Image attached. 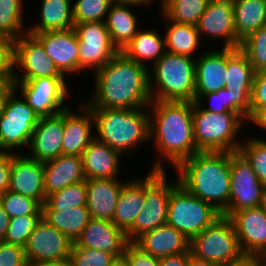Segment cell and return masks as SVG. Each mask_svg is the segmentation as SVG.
Here are the masks:
<instances>
[{"label":"cell","mask_w":266,"mask_h":266,"mask_svg":"<svg viewBox=\"0 0 266 266\" xmlns=\"http://www.w3.org/2000/svg\"><path fill=\"white\" fill-rule=\"evenodd\" d=\"M90 108L136 109L152 102L149 68L127 58L121 51L94 74Z\"/></svg>","instance_id":"6da1fadb"},{"label":"cell","mask_w":266,"mask_h":266,"mask_svg":"<svg viewBox=\"0 0 266 266\" xmlns=\"http://www.w3.org/2000/svg\"><path fill=\"white\" fill-rule=\"evenodd\" d=\"M149 137L160 153L176 168L182 161L200 152L194 142L192 101H152Z\"/></svg>","instance_id":"7a4b0ae2"},{"label":"cell","mask_w":266,"mask_h":266,"mask_svg":"<svg viewBox=\"0 0 266 266\" xmlns=\"http://www.w3.org/2000/svg\"><path fill=\"white\" fill-rule=\"evenodd\" d=\"M178 181L188 192L223 212L230 198V152H198L182 161Z\"/></svg>","instance_id":"3957f363"},{"label":"cell","mask_w":266,"mask_h":266,"mask_svg":"<svg viewBox=\"0 0 266 266\" xmlns=\"http://www.w3.org/2000/svg\"><path fill=\"white\" fill-rule=\"evenodd\" d=\"M144 108H91L98 133L95 138L121 154L149 141L150 116Z\"/></svg>","instance_id":"277c9868"},{"label":"cell","mask_w":266,"mask_h":266,"mask_svg":"<svg viewBox=\"0 0 266 266\" xmlns=\"http://www.w3.org/2000/svg\"><path fill=\"white\" fill-rule=\"evenodd\" d=\"M193 59L165 52L152 65L153 71H149L155 78L149 75L152 101H195L196 62Z\"/></svg>","instance_id":"5b68a950"},{"label":"cell","mask_w":266,"mask_h":266,"mask_svg":"<svg viewBox=\"0 0 266 266\" xmlns=\"http://www.w3.org/2000/svg\"><path fill=\"white\" fill-rule=\"evenodd\" d=\"M192 119L194 142L200 152H238L241 142L236 136L245 121L238 113L208 112L194 101Z\"/></svg>","instance_id":"8992f818"},{"label":"cell","mask_w":266,"mask_h":266,"mask_svg":"<svg viewBox=\"0 0 266 266\" xmlns=\"http://www.w3.org/2000/svg\"><path fill=\"white\" fill-rule=\"evenodd\" d=\"M161 162L157 160L145 177L144 208L136 217L133 227L126 233L129 242H134L143 233L152 231L167 222L170 194L179 181L168 182Z\"/></svg>","instance_id":"52a82bcc"},{"label":"cell","mask_w":266,"mask_h":266,"mask_svg":"<svg viewBox=\"0 0 266 266\" xmlns=\"http://www.w3.org/2000/svg\"><path fill=\"white\" fill-rule=\"evenodd\" d=\"M221 216V212L213 205L194 196L179 183L172 189L166 223L189 241Z\"/></svg>","instance_id":"ba28073f"},{"label":"cell","mask_w":266,"mask_h":266,"mask_svg":"<svg viewBox=\"0 0 266 266\" xmlns=\"http://www.w3.org/2000/svg\"><path fill=\"white\" fill-rule=\"evenodd\" d=\"M189 250L196 258L220 266L242 254L233 222L223 215L190 240Z\"/></svg>","instance_id":"9c48e42d"},{"label":"cell","mask_w":266,"mask_h":266,"mask_svg":"<svg viewBox=\"0 0 266 266\" xmlns=\"http://www.w3.org/2000/svg\"><path fill=\"white\" fill-rule=\"evenodd\" d=\"M14 88L8 93L0 115V152L10 153L15 148L28 146L38 115L26 101L18 99Z\"/></svg>","instance_id":"30bf717a"},{"label":"cell","mask_w":266,"mask_h":266,"mask_svg":"<svg viewBox=\"0 0 266 266\" xmlns=\"http://www.w3.org/2000/svg\"><path fill=\"white\" fill-rule=\"evenodd\" d=\"M230 179V198L221 213L223 216L230 217L240 210L264 206L266 187L239 152L230 153Z\"/></svg>","instance_id":"8fae6325"},{"label":"cell","mask_w":266,"mask_h":266,"mask_svg":"<svg viewBox=\"0 0 266 266\" xmlns=\"http://www.w3.org/2000/svg\"><path fill=\"white\" fill-rule=\"evenodd\" d=\"M226 84L229 112L238 113L250 121V103L256 71L239 48H226Z\"/></svg>","instance_id":"7c38bea8"},{"label":"cell","mask_w":266,"mask_h":266,"mask_svg":"<svg viewBox=\"0 0 266 266\" xmlns=\"http://www.w3.org/2000/svg\"><path fill=\"white\" fill-rule=\"evenodd\" d=\"M65 77H42L28 81H13V88H20L21 96L38 117L51 116L67 109L68 97Z\"/></svg>","instance_id":"4fadbf2b"},{"label":"cell","mask_w":266,"mask_h":266,"mask_svg":"<svg viewBox=\"0 0 266 266\" xmlns=\"http://www.w3.org/2000/svg\"><path fill=\"white\" fill-rule=\"evenodd\" d=\"M74 30L79 43V71L93 68L95 73L120 52L105 22L77 23Z\"/></svg>","instance_id":"5bb4252c"},{"label":"cell","mask_w":266,"mask_h":266,"mask_svg":"<svg viewBox=\"0 0 266 266\" xmlns=\"http://www.w3.org/2000/svg\"><path fill=\"white\" fill-rule=\"evenodd\" d=\"M24 74L20 77L13 68V81H28L42 77H65L47 56L42 44L31 34L25 33L13 41V67Z\"/></svg>","instance_id":"9a60e30c"},{"label":"cell","mask_w":266,"mask_h":266,"mask_svg":"<svg viewBox=\"0 0 266 266\" xmlns=\"http://www.w3.org/2000/svg\"><path fill=\"white\" fill-rule=\"evenodd\" d=\"M72 242L42 218L24 246L28 264L70 258Z\"/></svg>","instance_id":"2e32d148"},{"label":"cell","mask_w":266,"mask_h":266,"mask_svg":"<svg viewBox=\"0 0 266 266\" xmlns=\"http://www.w3.org/2000/svg\"><path fill=\"white\" fill-rule=\"evenodd\" d=\"M200 37L224 39V48H239L241 41L236 37L233 2L210 0L198 25Z\"/></svg>","instance_id":"e0dca14e"},{"label":"cell","mask_w":266,"mask_h":266,"mask_svg":"<svg viewBox=\"0 0 266 266\" xmlns=\"http://www.w3.org/2000/svg\"><path fill=\"white\" fill-rule=\"evenodd\" d=\"M64 136V110L60 113L39 117L29 144L28 157L42 163L62 155Z\"/></svg>","instance_id":"ac0fdd59"},{"label":"cell","mask_w":266,"mask_h":266,"mask_svg":"<svg viewBox=\"0 0 266 266\" xmlns=\"http://www.w3.org/2000/svg\"><path fill=\"white\" fill-rule=\"evenodd\" d=\"M11 152L9 191L37 200L46 201L43 163L28 156Z\"/></svg>","instance_id":"d6986e66"},{"label":"cell","mask_w":266,"mask_h":266,"mask_svg":"<svg viewBox=\"0 0 266 266\" xmlns=\"http://www.w3.org/2000/svg\"><path fill=\"white\" fill-rule=\"evenodd\" d=\"M234 225L242 253H266V209L264 206L234 212L229 217Z\"/></svg>","instance_id":"ffe728a7"},{"label":"cell","mask_w":266,"mask_h":266,"mask_svg":"<svg viewBox=\"0 0 266 266\" xmlns=\"http://www.w3.org/2000/svg\"><path fill=\"white\" fill-rule=\"evenodd\" d=\"M31 35L42 44L47 56L64 76L66 73L79 72V43L74 28Z\"/></svg>","instance_id":"44dd1931"},{"label":"cell","mask_w":266,"mask_h":266,"mask_svg":"<svg viewBox=\"0 0 266 266\" xmlns=\"http://www.w3.org/2000/svg\"><path fill=\"white\" fill-rule=\"evenodd\" d=\"M128 243L126 233L112 221L91 218L72 247L101 250L118 258L123 256Z\"/></svg>","instance_id":"7402d4cb"},{"label":"cell","mask_w":266,"mask_h":266,"mask_svg":"<svg viewBox=\"0 0 266 266\" xmlns=\"http://www.w3.org/2000/svg\"><path fill=\"white\" fill-rule=\"evenodd\" d=\"M80 110V114H74L69 108L64 110L62 155L82 156L83 151L96 137L92 132L95 122L91 108L86 104L81 105Z\"/></svg>","instance_id":"603a6c76"},{"label":"cell","mask_w":266,"mask_h":266,"mask_svg":"<svg viewBox=\"0 0 266 266\" xmlns=\"http://www.w3.org/2000/svg\"><path fill=\"white\" fill-rule=\"evenodd\" d=\"M124 184L117 178L86 179V206L92 219L113 221L115 208Z\"/></svg>","instance_id":"cb8c5ba5"},{"label":"cell","mask_w":266,"mask_h":266,"mask_svg":"<svg viewBox=\"0 0 266 266\" xmlns=\"http://www.w3.org/2000/svg\"><path fill=\"white\" fill-rule=\"evenodd\" d=\"M195 101L210 92H217L226 84V48L208 51L196 58Z\"/></svg>","instance_id":"d4e9b609"},{"label":"cell","mask_w":266,"mask_h":266,"mask_svg":"<svg viewBox=\"0 0 266 266\" xmlns=\"http://www.w3.org/2000/svg\"><path fill=\"white\" fill-rule=\"evenodd\" d=\"M134 243L143 251L160 259L189 251L190 241L167 223L143 233Z\"/></svg>","instance_id":"484cf974"},{"label":"cell","mask_w":266,"mask_h":266,"mask_svg":"<svg viewBox=\"0 0 266 266\" xmlns=\"http://www.w3.org/2000/svg\"><path fill=\"white\" fill-rule=\"evenodd\" d=\"M121 155L119 151L94 138L81 156L85 179L118 178Z\"/></svg>","instance_id":"4316f807"},{"label":"cell","mask_w":266,"mask_h":266,"mask_svg":"<svg viewBox=\"0 0 266 266\" xmlns=\"http://www.w3.org/2000/svg\"><path fill=\"white\" fill-rule=\"evenodd\" d=\"M43 168L46 197L71 184L86 180L81 156L59 155L53 160L44 162Z\"/></svg>","instance_id":"83f0119b"},{"label":"cell","mask_w":266,"mask_h":266,"mask_svg":"<svg viewBox=\"0 0 266 266\" xmlns=\"http://www.w3.org/2000/svg\"><path fill=\"white\" fill-rule=\"evenodd\" d=\"M145 178L126 181L115 208L113 223L127 233L144 208Z\"/></svg>","instance_id":"f1b7e54d"},{"label":"cell","mask_w":266,"mask_h":266,"mask_svg":"<svg viewBox=\"0 0 266 266\" xmlns=\"http://www.w3.org/2000/svg\"><path fill=\"white\" fill-rule=\"evenodd\" d=\"M40 23L27 29V33L56 32L74 28L73 7L70 0H42Z\"/></svg>","instance_id":"f546056e"},{"label":"cell","mask_w":266,"mask_h":266,"mask_svg":"<svg viewBox=\"0 0 266 266\" xmlns=\"http://www.w3.org/2000/svg\"><path fill=\"white\" fill-rule=\"evenodd\" d=\"M130 6L133 7L132 5L112 3L104 21L113 44L119 51H122L139 31L137 19L129 9Z\"/></svg>","instance_id":"4dcf8cb0"},{"label":"cell","mask_w":266,"mask_h":266,"mask_svg":"<svg viewBox=\"0 0 266 266\" xmlns=\"http://www.w3.org/2000/svg\"><path fill=\"white\" fill-rule=\"evenodd\" d=\"M42 219L64 234L72 243L81 236L91 219L87 206L42 210Z\"/></svg>","instance_id":"1f68e13d"},{"label":"cell","mask_w":266,"mask_h":266,"mask_svg":"<svg viewBox=\"0 0 266 266\" xmlns=\"http://www.w3.org/2000/svg\"><path fill=\"white\" fill-rule=\"evenodd\" d=\"M233 10L236 37L241 42L266 25V0H237Z\"/></svg>","instance_id":"d6a6232c"},{"label":"cell","mask_w":266,"mask_h":266,"mask_svg":"<svg viewBox=\"0 0 266 266\" xmlns=\"http://www.w3.org/2000/svg\"><path fill=\"white\" fill-rule=\"evenodd\" d=\"M127 58L146 65L144 61L157 62L166 52L165 37L154 30H139L121 51Z\"/></svg>","instance_id":"836d02e7"},{"label":"cell","mask_w":266,"mask_h":266,"mask_svg":"<svg viewBox=\"0 0 266 266\" xmlns=\"http://www.w3.org/2000/svg\"><path fill=\"white\" fill-rule=\"evenodd\" d=\"M163 18L167 22L164 35L166 52L192 57L201 40L197 26L175 23L165 16Z\"/></svg>","instance_id":"e575fe53"},{"label":"cell","mask_w":266,"mask_h":266,"mask_svg":"<svg viewBox=\"0 0 266 266\" xmlns=\"http://www.w3.org/2000/svg\"><path fill=\"white\" fill-rule=\"evenodd\" d=\"M210 0H161L163 15L169 20L197 26Z\"/></svg>","instance_id":"d590c367"},{"label":"cell","mask_w":266,"mask_h":266,"mask_svg":"<svg viewBox=\"0 0 266 266\" xmlns=\"http://www.w3.org/2000/svg\"><path fill=\"white\" fill-rule=\"evenodd\" d=\"M22 5V0H0V36L14 41L27 33L23 29Z\"/></svg>","instance_id":"8d00e7d4"},{"label":"cell","mask_w":266,"mask_h":266,"mask_svg":"<svg viewBox=\"0 0 266 266\" xmlns=\"http://www.w3.org/2000/svg\"><path fill=\"white\" fill-rule=\"evenodd\" d=\"M86 204V180H83L48 195L45 203L42 205V210H60V208L70 209L86 206Z\"/></svg>","instance_id":"74e56055"},{"label":"cell","mask_w":266,"mask_h":266,"mask_svg":"<svg viewBox=\"0 0 266 266\" xmlns=\"http://www.w3.org/2000/svg\"><path fill=\"white\" fill-rule=\"evenodd\" d=\"M254 138L241 143L238 152L247 160L260 182L266 187V140Z\"/></svg>","instance_id":"f35d334b"},{"label":"cell","mask_w":266,"mask_h":266,"mask_svg":"<svg viewBox=\"0 0 266 266\" xmlns=\"http://www.w3.org/2000/svg\"><path fill=\"white\" fill-rule=\"evenodd\" d=\"M239 49L247 56L256 72L266 70V25L246 37Z\"/></svg>","instance_id":"ab89813d"},{"label":"cell","mask_w":266,"mask_h":266,"mask_svg":"<svg viewBox=\"0 0 266 266\" xmlns=\"http://www.w3.org/2000/svg\"><path fill=\"white\" fill-rule=\"evenodd\" d=\"M0 205L10 218L23 215H42V205L37 200L9 190L0 196Z\"/></svg>","instance_id":"60d3db41"},{"label":"cell","mask_w":266,"mask_h":266,"mask_svg":"<svg viewBox=\"0 0 266 266\" xmlns=\"http://www.w3.org/2000/svg\"><path fill=\"white\" fill-rule=\"evenodd\" d=\"M111 4V0H76L72 5L74 24L104 22Z\"/></svg>","instance_id":"b9f144b4"},{"label":"cell","mask_w":266,"mask_h":266,"mask_svg":"<svg viewBox=\"0 0 266 266\" xmlns=\"http://www.w3.org/2000/svg\"><path fill=\"white\" fill-rule=\"evenodd\" d=\"M42 215H23L10 219L4 242L24 247Z\"/></svg>","instance_id":"7bdbcfd3"},{"label":"cell","mask_w":266,"mask_h":266,"mask_svg":"<svg viewBox=\"0 0 266 266\" xmlns=\"http://www.w3.org/2000/svg\"><path fill=\"white\" fill-rule=\"evenodd\" d=\"M117 257L113 254L86 247H71L73 266H110Z\"/></svg>","instance_id":"ee69618b"},{"label":"cell","mask_w":266,"mask_h":266,"mask_svg":"<svg viewBox=\"0 0 266 266\" xmlns=\"http://www.w3.org/2000/svg\"><path fill=\"white\" fill-rule=\"evenodd\" d=\"M266 109V70L256 72L253 80L250 103V121L252 122Z\"/></svg>","instance_id":"f6af8a7d"},{"label":"cell","mask_w":266,"mask_h":266,"mask_svg":"<svg viewBox=\"0 0 266 266\" xmlns=\"http://www.w3.org/2000/svg\"><path fill=\"white\" fill-rule=\"evenodd\" d=\"M13 41L0 36V83L13 85Z\"/></svg>","instance_id":"bcb514c9"},{"label":"cell","mask_w":266,"mask_h":266,"mask_svg":"<svg viewBox=\"0 0 266 266\" xmlns=\"http://www.w3.org/2000/svg\"><path fill=\"white\" fill-rule=\"evenodd\" d=\"M28 265L24 247L16 244L0 242V266Z\"/></svg>","instance_id":"7dc6e473"},{"label":"cell","mask_w":266,"mask_h":266,"mask_svg":"<svg viewBox=\"0 0 266 266\" xmlns=\"http://www.w3.org/2000/svg\"><path fill=\"white\" fill-rule=\"evenodd\" d=\"M123 257L129 266H159V259L143 251L134 242H129Z\"/></svg>","instance_id":"c3c4849f"},{"label":"cell","mask_w":266,"mask_h":266,"mask_svg":"<svg viewBox=\"0 0 266 266\" xmlns=\"http://www.w3.org/2000/svg\"><path fill=\"white\" fill-rule=\"evenodd\" d=\"M202 98L208 99L210 103L216 102V105L214 103L212 106L210 105V107L208 108L207 107L202 108L203 110L212 113L229 112V96L227 89H225V87L221 88L217 92H210L207 94H203L195 102H201Z\"/></svg>","instance_id":"681fc988"},{"label":"cell","mask_w":266,"mask_h":266,"mask_svg":"<svg viewBox=\"0 0 266 266\" xmlns=\"http://www.w3.org/2000/svg\"><path fill=\"white\" fill-rule=\"evenodd\" d=\"M11 175V152H0V196L3 195L10 185Z\"/></svg>","instance_id":"f907efd6"},{"label":"cell","mask_w":266,"mask_h":266,"mask_svg":"<svg viewBox=\"0 0 266 266\" xmlns=\"http://www.w3.org/2000/svg\"><path fill=\"white\" fill-rule=\"evenodd\" d=\"M221 266H264V259L258 254L242 253L239 257Z\"/></svg>","instance_id":"816d5d0a"},{"label":"cell","mask_w":266,"mask_h":266,"mask_svg":"<svg viewBox=\"0 0 266 266\" xmlns=\"http://www.w3.org/2000/svg\"><path fill=\"white\" fill-rule=\"evenodd\" d=\"M159 266H188V252L160 258Z\"/></svg>","instance_id":"f5cc1de1"},{"label":"cell","mask_w":266,"mask_h":266,"mask_svg":"<svg viewBox=\"0 0 266 266\" xmlns=\"http://www.w3.org/2000/svg\"><path fill=\"white\" fill-rule=\"evenodd\" d=\"M9 215L5 212L3 207L0 205V242L4 241V237L6 235L7 228L10 222Z\"/></svg>","instance_id":"db71d44e"},{"label":"cell","mask_w":266,"mask_h":266,"mask_svg":"<svg viewBox=\"0 0 266 266\" xmlns=\"http://www.w3.org/2000/svg\"><path fill=\"white\" fill-rule=\"evenodd\" d=\"M31 266H73V262L70 258L57 260V261H43L38 263H32Z\"/></svg>","instance_id":"11a10c76"},{"label":"cell","mask_w":266,"mask_h":266,"mask_svg":"<svg viewBox=\"0 0 266 266\" xmlns=\"http://www.w3.org/2000/svg\"><path fill=\"white\" fill-rule=\"evenodd\" d=\"M188 266H220L215 263H211L206 260H201L196 258L190 253V250L188 251Z\"/></svg>","instance_id":"9f6ffc18"},{"label":"cell","mask_w":266,"mask_h":266,"mask_svg":"<svg viewBox=\"0 0 266 266\" xmlns=\"http://www.w3.org/2000/svg\"><path fill=\"white\" fill-rule=\"evenodd\" d=\"M152 1L154 0H111L112 3L116 4H126L132 6H146L151 5Z\"/></svg>","instance_id":"6f0895ef"},{"label":"cell","mask_w":266,"mask_h":266,"mask_svg":"<svg viewBox=\"0 0 266 266\" xmlns=\"http://www.w3.org/2000/svg\"><path fill=\"white\" fill-rule=\"evenodd\" d=\"M13 89V85L0 83V115L2 114L3 105L8 93Z\"/></svg>","instance_id":"680465c9"},{"label":"cell","mask_w":266,"mask_h":266,"mask_svg":"<svg viewBox=\"0 0 266 266\" xmlns=\"http://www.w3.org/2000/svg\"><path fill=\"white\" fill-rule=\"evenodd\" d=\"M252 122L266 130V109L262 111Z\"/></svg>","instance_id":"91938a15"},{"label":"cell","mask_w":266,"mask_h":266,"mask_svg":"<svg viewBox=\"0 0 266 266\" xmlns=\"http://www.w3.org/2000/svg\"><path fill=\"white\" fill-rule=\"evenodd\" d=\"M110 266H129L127 260L122 256L114 260Z\"/></svg>","instance_id":"94428289"},{"label":"cell","mask_w":266,"mask_h":266,"mask_svg":"<svg viewBox=\"0 0 266 266\" xmlns=\"http://www.w3.org/2000/svg\"><path fill=\"white\" fill-rule=\"evenodd\" d=\"M263 259H264V266H266V253L263 255Z\"/></svg>","instance_id":"6125c7cd"},{"label":"cell","mask_w":266,"mask_h":266,"mask_svg":"<svg viewBox=\"0 0 266 266\" xmlns=\"http://www.w3.org/2000/svg\"><path fill=\"white\" fill-rule=\"evenodd\" d=\"M264 207L266 209V195H265V200H264Z\"/></svg>","instance_id":"be15d7a7"}]
</instances>
